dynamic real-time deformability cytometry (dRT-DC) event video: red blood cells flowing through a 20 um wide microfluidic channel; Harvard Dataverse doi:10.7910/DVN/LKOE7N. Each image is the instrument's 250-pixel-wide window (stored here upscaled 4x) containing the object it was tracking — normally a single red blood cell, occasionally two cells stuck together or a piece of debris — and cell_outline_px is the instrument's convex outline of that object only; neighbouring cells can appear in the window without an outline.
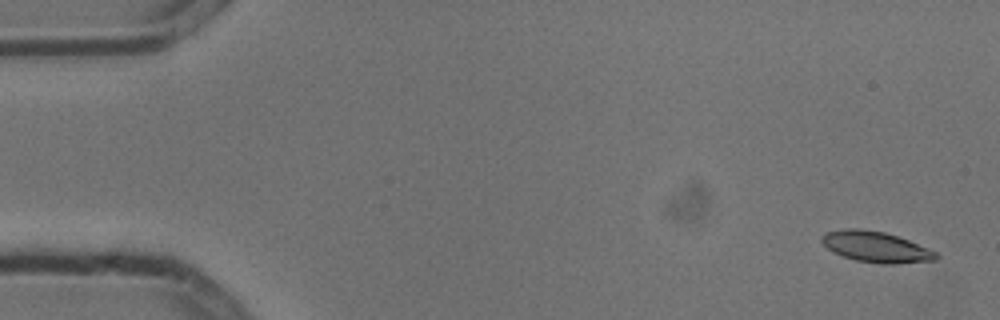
{"species": "common noctule bat (a hibernating species)", "species_latin": "Nyctalus noctula", "temperature_condition": "cold", "stored_images_in_passage": 5, "segment_of_instrument_passage": [1, 2], "camera_frame_rate_fps": 3000, "um_per_image_px": 0.085, "animal": {"sex": "male", "body_mass_g": 13.3}, "frame": {"image": 1, "passage_image": 1, "time_ms": 0.0, "image_size_px": [1000, 320], "cell_outline_px": [[940, 256], [936, 260], [896, 264], [880, 264], [856, 260], [832, 252], [820, 240], [820, 236], [828, 232], [844, 228], [860, 228], [884, 232], [908, 240], [928, 248], [936, 252]], "centroid_in_image_um": [74.45, 20.99], "position_along_channel_um": 10.5, "area_um2": 20.52}}
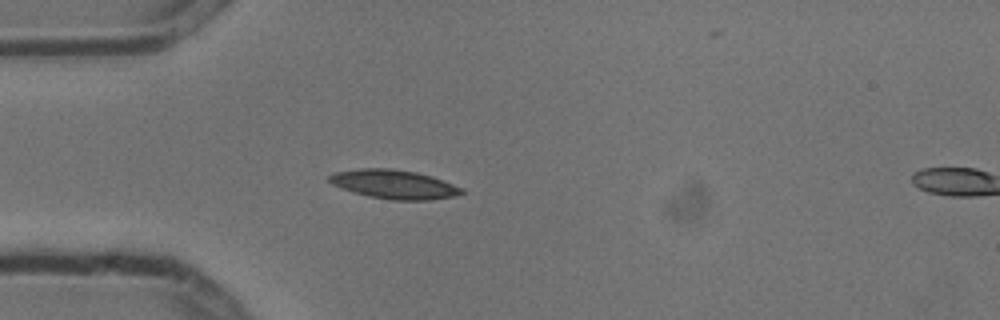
{"frame": {"image": 2, "passage_image": 4, "time_ms": 1.0, "image_size_px": [1000, 320], "cell_outline_px": [[464, 192], [456, 196], [428, 200], [392, 200], [368, 196], [352, 192], [340, 188], [332, 184], [328, 180], [328, 176], [332, 172], [360, 168], [392, 168], [416, 172], [432, 176], [464, 188]], "centroid_in_image_um": [33.47, 15.66], "position_along_channel_um": 51.5, "area_um2": 22.6}}